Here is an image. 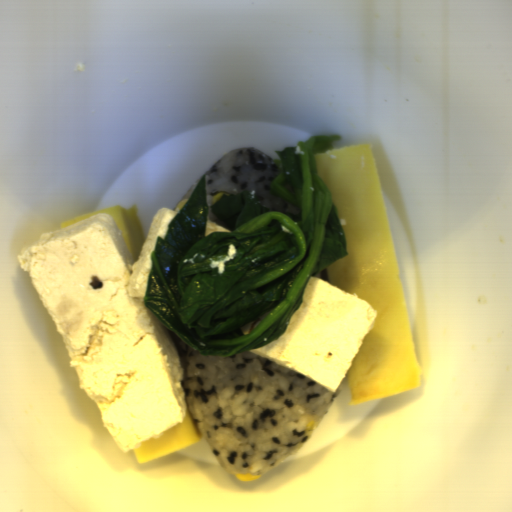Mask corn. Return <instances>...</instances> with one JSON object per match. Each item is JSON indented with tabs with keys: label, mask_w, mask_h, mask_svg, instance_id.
I'll return each instance as SVG.
<instances>
[{
	"label": "corn",
	"mask_w": 512,
	"mask_h": 512,
	"mask_svg": "<svg viewBox=\"0 0 512 512\" xmlns=\"http://www.w3.org/2000/svg\"><path fill=\"white\" fill-rule=\"evenodd\" d=\"M236 479L239 480L240 482H250V481H254V480H259L260 479V473H237L235 475Z\"/></svg>",
	"instance_id": "51d56268"
},
{
	"label": "corn",
	"mask_w": 512,
	"mask_h": 512,
	"mask_svg": "<svg viewBox=\"0 0 512 512\" xmlns=\"http://www.w3.org/2000/svg\"><path fill=\"white\" fill-rule=\"evenodd\" d=\"M316 427H317V422H315L314 420L307 421V423L304 426L305 431H307L309 433L312 431H315Z\"/></svg>",
	"instance_id": "f1292c28"
},
{
	"label": "corn",
	"mask_w": 512,
	"mask_h": 512,
	"mask_svg": "<svg viewBox=\"0 0 512 512\" xmlns=\"http://www.w3.org/2000/svg\"><path fill=\"white\" fill-rule=\"evenodd\" d=\"M225 194L227 195L226 193H224L223 191L222 192H219L218 194H216L215 196H213L212 200H211V203L214 205V203L220 201L222 195Z\"/></svg>",
	"instance_id": "5cfa1b94"
},
{
	"label": "corn",
	"mask_w": 512,
	"mask_h": 512,
	"mask_svg": "<svg viewBox=\"0 0 512 512\" xmlns=\"http://www.w3.org/2000/svg\"><path fill=\"white\" fill-rule=\"evenodd\" d=\"M188 199H182L181 201H179L178 204L176 205L175 210H177L179 212L183 208V206L187 203Z\"/></svg>",
	"instance_id": "cfcad685"
}]
</instances>
